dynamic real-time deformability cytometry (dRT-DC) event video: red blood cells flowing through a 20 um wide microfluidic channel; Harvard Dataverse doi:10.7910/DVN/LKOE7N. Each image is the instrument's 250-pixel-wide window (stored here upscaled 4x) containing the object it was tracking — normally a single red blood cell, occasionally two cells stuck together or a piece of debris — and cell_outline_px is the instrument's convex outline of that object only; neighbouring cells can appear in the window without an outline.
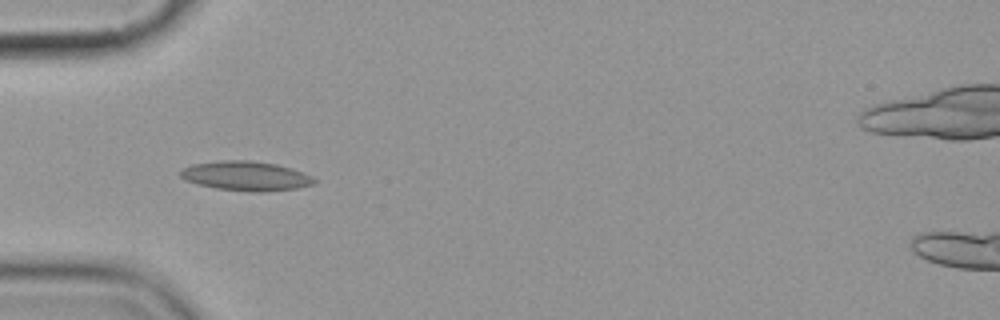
{"species": "common noctule bat (a hibernating species)", "species_latin": "Nyctalus noctula", "temperature_condition": "cold", "stored_images_in_passage": 5, "camera_frame_rate_fps": 3000, "um_per_image_px": 0.085, "animal": {"sex": "female", "body_mass_g": 19.9}, "frame": {"image": 1, "passage_image": 4, "time_ms": 3.667, "image_size_px": [1000, 320], "cell_outline_px": [[316, 184], [296, 188], [268, 192], [248, 192], [216, 188], [196, 184], [184, 180], [180, 176], [180, 172], [184, 168], [192, 164], [220, 160], [252, 160], [276, 164], [292, 168], [312, 176], [316, 180]], "centroid_in_image_um": [20.91, 14.96], "position_along_channel_um": 64.1, "area_um2": 23.24}}
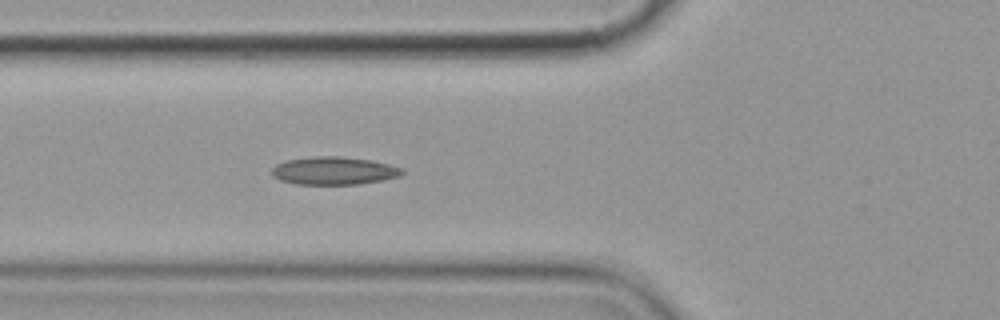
{"frame": {"image": 2, "passage_image": 5, "time_ms": 4.667, "image_size_px": [1000, 320], "cell_outline_px": [[404, 172], [400, 176], [384, 180], [360, 184], [296, 184], [280, 180], [272, 176], [272, 168], [276, 164], [288, 160], [312, 156], [344, 156], [372, 160], [388, 164], [400, 168]], "centroid_in_image_um": [28.38, 14.51], "position_along_channel_um": 97.4, "area_um2": 21.27}}